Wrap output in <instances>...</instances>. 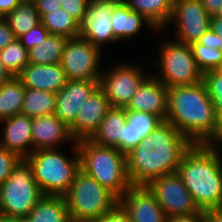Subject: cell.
Masks as SVG:
<instances>
[{"mask_svg": "<svg viewBox=\"0 0 222 222\" xmlns=\"http://www.w3.org/2000/svg\"><path fill=\"white\" fill-rule=\"evenodd\" d=\"M193 143L168 121H162L126 154L132 186H146L152 179L176 173L182 156Z\"/></svg>", "mask_w": 222, "mask_h": 222, "instance_id": "obj_1", "label": "cell"}, {"mask_svg": "<svg viewBox=\"0 0 222 222\" xmlns=\"http://www.w3.org/2000/svg\"><path fill=\"white\" fill-rule=\"evenodd\" d=\"M166 121L193 144H207L216 135L218 115L203 81L168 88Z\"/></svg>", "mask_w": 222, "mask_h": 222, "instance_id": "obj_2", "label": "cell"}, {"mask_svg": "<svg viewBox=\"0 0 222 222\" xmlns=\"http://www.w3.org/2000/svg\"><path fill=\"white\" fill-rule=\"evenodd\" d=\"M217 148L193 144L176 172L202 211L222 208V159Z\"/></svg>", "mask_w": 222, "mask_h": 222, "instance_id": "obj_3", "label": "cell"}, {"mask_svg": "<svg viewBox=\"0 0 222 222\" xmlns=\"http://www.w3.org/2000/svg\"><path fill=\"white\" fill-rule=\"evenodd\" d=\"M76 145L80 170L120 199L132 186L127 175L126 154L115 147L98 145L90 139L79 140Z\"/></svg>", "mask_w": 222, "mask_h": 222, "instance_id": "obj_4", "label": "cell"}, {"mask_svg": "<svg viewBox=\"0 0 222 222\" xmlns=\"http://www.w3.org/2000/svg\"><path fill=\"white\" fill-rule=\"evenodd\" d=\"M73 158L59 148L33 151L28 157L32 165L34 180L44 196H64L80 170V156L76 143Z\"/></svg>", "mask_w": 222, "mask_h": 222, "instance_id": "obj_5", "label": "cell"}, {"mask_svg": "<svg viewBox=\"0 0 222 222\" xmlns=\"http://www.w3.org/2000/svg\"><path fill=\"white\" fill-rule=\"evenodd\" d=\"M72 222H92L119 203V198L94 178L79 170L64 195Z\"/></svg>", "mask_w": 222, "mask_h": 222, "instance_id": "obj_6", "label": "cell"}, {"mask_svg": "<svg viewBox=\"0 0 222 222\" xmlns=\"http://www.w3.org/2000/svg\"><path fill=\"white\" fill-rule=\"evenodd\" d=\"M43 196L32 165L27 158H21L8 180L0 185V215L24 219Z\"/></svg>", "mask_w": 222, "mask_h": 222, "instance_id": "obj_7", "label": "cell"}, {"mask_svg": "<svg viewBox=\"0 0 222 222\" xmlns=\"http://www.w3.org/2000/svg\"><path fill=\"white\" fill-rule=\"evenodd\" d=\"M173 41L168 40L161 45L158 59L161 72L154 76L168 88L201 82L203 73L196 65L191 45Z\"/></svg>", "mask_w": 222, "mask_h": 222, "instance_id": "obj_8", "label": "cell"}, {"mask_svg": "<svg viewBox=\"0 0 222 222\" xmlns=\"http://www.w3.org/2000/svg\"><path fill=\"white\" fill-rule=\"evenodd\" d=\"M101 49L81 36L68 38L61 59L67 80L100 81Z\"/></svg>", "mask_w": 222, "mask_h": 222, "instance_id": "obj_9", "label": "cell"}, {"mask_svg": "<svg viewBox=\"0 0 222 222\" xmlns=\"http://www.w3.org/2000/svg\"><path fill=\"white\" fill-rule=\"evenodd\" d=\"M146 187L155 196L167 218L201 211L177 173L154 178Z\"/></svg>", "mask_w": 222, "mask_h": 222, "instance_id": "obj_10", "label": "cell"}, {"mask_svg": "<svg viewBox=\"0 0 222 222\" xmlns=\"http://www.w3.org/2000/svg\"><path fill=\"white\" fill-rule=\"evenodd\" d=\"M135 64L121 63L112 70L102 71L99 86L108 98L110 107L125 108L142 82L148 77Z\"/></svg>", "mask_w": 222, "mask_h": 222, "instance_id": "obj_11", "label": "cell"}, {"mask_svg": "<svg viewBox=\"0 0 222 222\" xmlns=\"http://www.w3.org/2000/svg\"><path fill=\"white\" fill-rule=\"evenodd\" d=\"M210 19L201 0H174L168 24L176 23L175 41L191 45L209 29Z\"/></svg>", "mask_w": 222, "mask_h": 222, "instance_id": "obj_12", "label": "cell"}, {"mask_svg": "<svg viewBox=\"0 0 222 222\" xmlns=\"http://www.w3.org/2000/svg\"><path fill=\"white\" fill-rule=\"evenodd\" d=\"M119 0H90L87 6L86 16L80 24V34L94 46L101 49L102 45L118 41L114 37L111 24L113 6ZM104 43V44H103Z\"/></svg>", "mask_w": 222, "mask_h": 222, "instance_id": "obj_13", "label": "cell"}, {"mask_svg": "<svg viewBox=\"0 0 222 222\" xmlns=\"http://www.w3.org/2000/svg\"><path fill=\"white\" fill-rule=\"evenodd\" d=\"M110 108L105 92L98 86L88 99L84 101L75 121L69 126L73 138L76 141L90 139L98 130Z\"/></svg>", "mask_w": 222, "mask_h": 222, "instance_id": "obj_14", "label": "cell"}, {"mask_svg": "<svg viewBox=\"0 0 222 222\" xmlns=\"http://www.w3.org/2000/svg\"><path fill=\"white\" fill-rule=\"evenodd\" d=\"M125 110L147 112L165 121L168 111V87L154 75H149L133 95Z\"/></svg>", "mask_w": 222, "mask_h": 222, "instance_id": "obj_15", "label": "cell"}, {"mask_svg": "<svg viewBox=\"0 0 222 222\" xmlns=\"http://www.w3.org/2000/svg\"><path fill=\"white\" fill-rule=\"evenodd\" d=\"M132 222H167V216L146 186H131L119 199Z\"/></svg>", "mask_w": 222, "mask_h": 222, "instance_id": "obj_16", "label": "cell"}, {"mask_svg": "<svg viewBox=\"0 0 222 222\" xmlns=\"http://www.w3.org/2000/svg\"><path fill=\"white\" fill-rule=\"evenodd\" d=\"M99 82L67 80L66 85L56 93L54 115L69 127L75 121L84 101L99 86Z\"/></svg>", "mask_w": 222, "mask_h": 222, "instance_id": "obj_17", "label": "cell"}, {"mask_svg": "<svg viewBox=\"0 0 222 222\" xmlns=\"http://www.w3.org/2000/svg\"><path fill=\"white\" fill-rule=\"evenodd\" d=\"M31 124L33 151L55 149L64 141L77 143L69 127L54 114L33 117Z\"/></svg>", "mask_w": 222, "mask_h": 222, "instance_id": "obj_18", "label": "cell"}, {"mask_svg": "<svg viewBox=\"0 0 222 222\" xmlns=\"http://www.w3.org/2000/svg\"><path fill=\"white\" fill-rule=\"evenodd\" d=\"M17 77L25 88L39 89L57 93L67 82V77L60 63L32 64L29 63Z\"/></svg>", "mask_w": 222, "mask_h": 222, "instance_id": "obj_19", "label": "cell"}, {"mask_svg": "<svg viewBox=\"0 0 222 222\" xmlns=\"http://www.w3.org/2000/svg\"><path fill=\"white\" fill-rule=\"evenodd\" d=\"M3 137L0 145L8 151L14 152L21 158H27L32 152V118L17 114L2 121Z\"/></svg>", "mask_w": 222, "mask_h": 222, "instance_id": "obj_20", "label": "cell"}, {"mask_svg": "<svg viewBox=\"0 0 222 222\" xmlns=\"http://www.w3.org/2000/svg\"><path fill=\"white\" fill-rule=\"evenodd\" d=\"M126 117V124L123 125V138H121V152L124 154L135 148L162 122L159 117L147 112L126 110Z\"/></svg>", "mask_w": 222, "mask_h": 222, "instance_id": "obj_21", "label": "cell"}, {"mask_svg": "<svg viewBox=\"0 0 222 222\" xmlns=\"http://www.w3.org/2000/svg\"><path fill=\"white\" fill-rule=\"evenodd\" d=\"M111 24L114 37L118 41L131 39L140 32L142 25H148L151 29L157 30L150 21L138 12L132 10L122 0H119L113 6Z\"/></svg>", "mask_w": 222, "mask_h": 222, "instance_id": "obj_22", "label": "cell"}, {"mask_svg": "<svg viewBox=\"0 0 222 222\" xmlns=\"http://www.w3.org/2000/svg\"><path fill=\"white\" fill-rule=\"evenodd\" d=\"M126 121L125 108L111 107L90 140L98 145L115 147L121 151L123 125Z\"/></svg>", "mask_w": 222, "mask_h": 222, "instance_id": "obj_23", "label": "cell"}, {"mask_svg": "<svg viewBox=\"0 0 222 222\" xmlns=\"http://www.w3.org/2000/svg\"><path fill=\"white\" fill-rule=\"evenodd\" d=\"M25 222H72L64 196H43Z\"/></svg>", "mask_w": 222, "mask_h": 222, "instance_id": "obj_24", "label": "cell"}, {"mask_svg": "<svg viewBox=\"0 0 222 222\" xmlns=\"http://www.w3.org/2000/svg\"><path fill=\"white\" fill-rule=\"evenodd\" d=\"M132 10L150 21L157 30L168 25L174 0H122Z\"/></svg>", "mask_w": 222, "mask_h": 222, "instance_id": "obj_25", "label": "cell"}, {"mask_svg": "<svg viewBox=\"0 0 222 222\" xmlns=\"http://www.w3.org/2000/svg\"><path fill=\"white\" fill-rule=\"evenodd\" d=\"M25 89L17 76L0 86V121L21 114Z\"/></svg>", "mask_w": 222, "mask_h": 222, "instance_id": "obj_26", "label": "cell"}, {"mask_svg": "<svg viewBox=\"0 0 222 222\" xmlns=\"http://www.w3.org/2000/svg\"><path fill=\"white\" fill-rule=\"evenodd\" d=\"M66 37L48 34L42 43L28 51L29 63L32 64H57L61 62Z\"/></svg>", "mask_w": 222, "mask_h": 222, "instance_id": "obj_27", "label": "cell"}, {"mask_svg": "<svg viewBox=\"0 0 222 222\" xmlns=\"http://www.w3.org/2000/svg\"><path fill=\"white\" fill-rule=\"evenodd\" d=\"M55 102L56 93L26 88L21 114L31 118L54 114Z\"/></svg>", "mask_w": 222, "mask_h": 222, "instance_id": "obj_28", "label": "cell"}, {"mask_svg": "<svg viewBox=\"0 0 222 222\" xmlns=\"http://www.w3.org/2000/svg\"><path fill=\"white\" fill-rule=\"evenodd\" d=\"M4 19L17 38H20L41 22L35 3L22 1Z\"/></svg>", "mask_w": 222, "mask_h": 222, "instance_id": "obj_29", "label": "cell"}, {"mask_svg": "<svg viewBox=\"0 0 222 222\" xmlns=\"http://www.w3.org/2000/svg\"><path fill=\"white\" fill-rule=\"evenodd\" d=\"M40 21L50 34L66 38L78 37L80 34V24L61 7L41 15Z\"/></svg>", "mask_w": 222, "mask_h": 222, "instance_id": "obj_30", "label": "cell"}, {"mask_svg": "<svg viewBox=\"0 0 222 222\" xmlns=\"http://www.w3.org/2000/svg\"><path fill=\"white\" fill-rule=\"evenodd\" d=\"M0 60L13 76H17L29 64L28 50L17 38L0 51Z\"/></svg>", "mask_w": 222, "mask_h": 222, "instance_id": "obj_31", "label": "cell"}, {"mask_svg": "<svg viewBox=\"0 0 222 222\" xmlns=\"http://www.w3.org/2000/svg\"><path fill=\"white\" fill-rule=\"evenodd\" d=\"M196 65L204 74L207 71L218 70L222 65V51L216 47H206L193 42L191 44Z\"/></svg>", "mask_w": 222, "mask_h": 222, "instance_id": "obj_32", "label": "cell"}, {"mask_svg": "<svg viewBox=\"0 0 222 222\" xmlns=\"http://www.w3.org/2000/svg\"><path fill=\"white\" fill-rule=\"evenodd\" d=\"M202 81L213 100L219 117L222 114V73L219 70L207 71L203 74Z\"/></svg>", "mask_w": 222, "mask_h": 222, "instance_id": "obj_33", "label": "cell"}, {"mask_svg": "<svg viewBox=\"0 0 222 222\" xmlns=\"http://www.w3.org/2000/svg\"><path fill=\"white\" fill-rule=\"evenodd\" d=\"M20 159L19 155L0 145V185L8 180L14 166Z\"/></svg>", "mask_w": 222, "mask_h": 222, "instance_id": "obj_34", "label": "cell"}, {"mask_svg": "<svg viewBox=\"0 0 222 222\" xmlns=\"http://www.w3.org/2000/svg\"><path fill=\"white\" fill-rule=\"evenodd\" d=\"M60 7L81 24L86 16L90 0H59Z\"/></svg>", "mask_w": 222, "mask_h": 222, "instance_id": "obj_35", "label": "cell"}, {"mask_svg": "<svg viewBox=\"0 0 222 222\" xmlns=\"http://www.w3.org/2000/svg\"><path fill=\"white\" fill-rule=\"evenodd\" d=\"M49 31L41 24L34 26L30 31L22 35L19 39L22 45L29 51L34 46L39 45L48 36Z\"/></svg>", "mask_w": 222, "mask_h": 222, "instance_id": "obj_36", "label": "cell"}, {"mask_svg": "<svg viewBox=\"0 0 222 222\" xmlns=\"http://www.w3.org/2000/svg\"><path fill=\"white\" fill-rule=\"evenodd\" d=\"M92 222H132L127 211L118 203L109 212L93 220Z\"/></svg>", "mask_w": 222, "mask_h": 222, "instance_id": "obj_37", "label": "cell"}, {"mask_svg": "<svg viewBox=\"0 0 222 222\" xmlns=\"http://www.w3.org/2000/svg\"><path fill=\"white\" fill-rule=\"evenodd\" d=\"M15 39H17V37L9 27L8 22L0 17V51Z\"/></svg>", "mask_w": 222, "mask_h": 222, "instance_id": "obj_38", "label": "cell"}, {"mask_svg": "<svg viewBox=\"0 0 222 222\" xmlns=\"http://www.w3.org/2000/svg\"><path fill=\"white\" fill-rule=\"evenodd\" d=\"M197 42L206 47H216L222 51V39L219 38V35L214 33L211 27H209Z\"/></svg>", "mask_w": 222, "mask_h": 222, "instance_id": "obj_39", "label": "cell"}, {"mask_svg": "<svg viewBox=\"0 0 222 222\" xmlns=\"http://www.w3.org/2000/svg\"><path fill=\"white\" fill-rule=\"evenodd\" d=\"M35 5L39 15L47 14L49 11L57 10L61 3L59 0H36Z\"/></svg>", "mask_w": 222, "mask_h": 222, "instance_id": "obj_40", "label": "cell"}, {"mask_svg": "<svg viewBox=\"0 0 222 222\" xmlns=\"http://www.w3.org/2000/svg\"><path fill=\"white\" fill-rule=\"evenodd\" d=\"M167 222H204V211L186 216H174L167 218Z\"/></svg>", "mask_w": 222, "mask_h": 222, "instance_id": "obj_41", "label": "cell"}, {"mask_svg": "<svg viewBox=\"0 0 222 222\" xmlns=\"http://www.w3.org/2000/svg\"><path fill=\"white\" fill-rule=\"evenodd\" d=\"M20 0H0V17L4 18L10 11L15 9Z\"/></svg>", "mask_w": 222, "mask_h": 222, "instance_id": "obj_42", "label": "cell"}, {"mask_svg": "<svg viewBox=\"0 0 222 222\" xmlns=\"http://www.w3.org/2000/svg\"><path fill=\"white\" fill-rule=\"evenodd\" d=\"M201 2L210 16L216 15L222 5V0H201Z\"/></svg>", "mask_w": 222, "mask_h": 222, "instance_id": "obj_43", "label": "cell"}, {"mask_svg": "<svg viewBox=\"0 0 222 222\" xmlns=\"http://www.w3.org/2000/svg\"><path fill=\"white\" fill-rule=\"evenodd\" d=\"M204 222H222V208L205 210Z\"/></svg>", "mask_w": 222, "mask_h": 222, "instance_id": "obj_44", "label": "cell"}, {"mask_svg": "<svg viewBox=\"0 0 222 222\" xmlns=\"http://www.w3.org/2000/svg\"><path fill=\"white\" fill-rule=\"evenodd\" d=\"M220 143L222 144V114L218 117L216 135L207 144L216 147Z\"/></svg>", "mask_w": 222, "mask_h": 222, "instance_id": "obj_45", "label": "cell"}, {"mask_svg": "<svg viewBox=\"0 0 222 222\" xmlns=\"http://www.w3.org/2000/svg\"><path fill=\"white\" fill-rule=\"evenodd\" d=\"M210 27L215 34L219 35V38L222 39V19L216 15L211 16Z\"/></svg>", "mask_w": 222, "mask_h": 222, "instance_id": "obj_46", "label": "cell"}, {"mask_svg": "<svg viewBox=\"0 0 222 222\" xmlns=\"http://www.w3.org/2000/svg\"><path fill=\"white\" fill-rule=\"evenodd\" d=\"M13 77V74L4 66L0 60V86Z\"/></svg>", "mask_w": 222, "mask_h": 222, "instance_id": "obj_47", "label": "cell"}, {"mask_svg": "<svg viewBox=\"0 0 222 222\" xmlns=\"http://www.w3.org/2000/svg\"><path fill=\"white\" fill-rule=\"evenodd\" d=\"M0 222H25V220L19 218H8L0 215Z\"/></svg>", "mask_w": 222, "mask_h": 222, "instance_id": "obj_48", "label": "cell"}, {"mask_svg": "<svg viewBox=\"0 0 222 222\" xmlns=\"http://www.w3.org/2000/svg\"><path fill=\"white\" fill-rule=\"evenodd\" d=\"M216 16L222 19V5L219 9V12L216 14Z\"/></svg>", "mask_w": 222, "mask_h": 222, "instance_id": "obj_49", "label": "cell"}, {"mask_svg": "<svg viewBox=\"0 0 222 222\" xmlns=\"http://www.w3.org/2000/svg\"><path fill=\"white\" fill-rule=\"evenodd\" d=\"M20 1H22V2H33V3H35L36 0H20Z\"/></svg>", "mask_w": 222, "mask_h": 222, "instance_id": "obj_50", "label": "cell"}, {"mask_svg": "<svg viewBox=\"0 0 222 222\" xmlns=\"http://www.w3.org/2000/svg\"><path fill=\"white\" fill-rule=\"evenodd\" d=\"M218 70L222 73V65H221V67Z\"/></svg>", "mask_w": 222, "mask_h": 222, "instance_id": "obj_51", "label": "cell"}]
</instances>
